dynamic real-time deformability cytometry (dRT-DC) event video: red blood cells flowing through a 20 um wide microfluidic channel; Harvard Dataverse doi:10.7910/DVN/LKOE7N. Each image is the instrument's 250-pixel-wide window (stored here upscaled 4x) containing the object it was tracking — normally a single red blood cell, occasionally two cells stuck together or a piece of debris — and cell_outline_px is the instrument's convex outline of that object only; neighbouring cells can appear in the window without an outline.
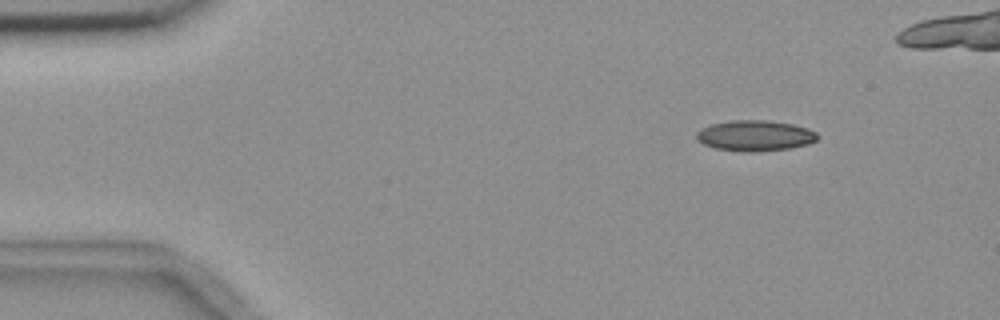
{"species": "common noctule bat (a hibernating species)", "species_latin": "Nyctalus noctula", "temperature_condition": "room temperature", "stored_images_in_passage": 5, "camera_frame_rate_fps": 3000, "um_per_image_px": 0.085, "animal": {"sex": "female", "body_mass_g": 18.4}, "frame": {"image": 1, "passage_image": 2, "time_ms": 1.333, "image_size_px": [1000, 320], "cell_outline_px": [[820, 136], [816, 140], [808, 144], [788, 148], [716, 148], [704, 144], [696, 136], [696, 132], [700, 128], [712, 124], [732, 120], [768, 120], [792, 124], [808, 128], [816, 132]], "centroid_in_image_um": [64.22, 11.45], "position_along_channel_um": 20.8, "area_um2": 20.4}}